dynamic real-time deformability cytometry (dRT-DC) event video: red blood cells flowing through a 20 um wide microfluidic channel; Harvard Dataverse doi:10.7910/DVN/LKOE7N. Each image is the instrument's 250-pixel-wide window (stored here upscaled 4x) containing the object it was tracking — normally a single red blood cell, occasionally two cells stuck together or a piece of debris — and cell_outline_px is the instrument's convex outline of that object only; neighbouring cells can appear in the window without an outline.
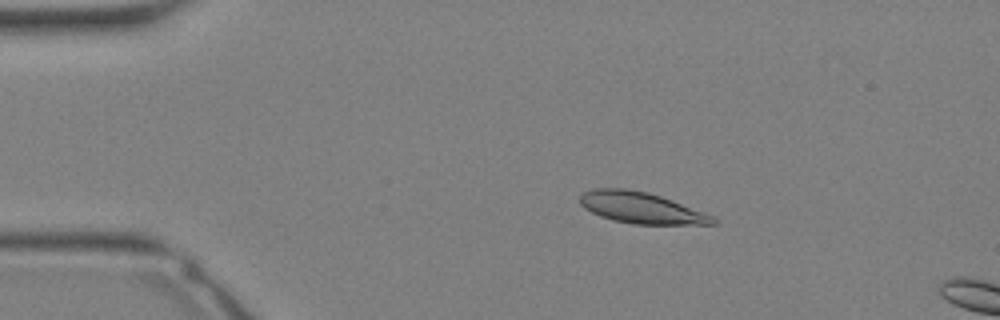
{"species": "Egyptian fruit bat (a non-hibernating species)", "species_latin": "Rousettus aegyptiacus", "temperature_condition": "warm", "stored_images_in_passage": 10, "camera_frame_rate_fps": 3000, "um_per_image_px": 0.085, "animal": {"sex": "female"}, "frame": {"image": 1, "passage_image": 7, "time_ms": 2.0, "image_size_px": [1000, 320], "cell_outline_px": [[716, 224], [632, 224], [612, 220], [600, 216], [584, 208], [580, 204], [580, 196], [584, 192], [592, 188], [628, 188], [648, 192], [672, 200], [704, 212], [712, 216], [716, 220]], "centroid_in_image_um": [54.46, 17.65], "position_along_channel_um": 30.5, "area_um2": 24.16}}